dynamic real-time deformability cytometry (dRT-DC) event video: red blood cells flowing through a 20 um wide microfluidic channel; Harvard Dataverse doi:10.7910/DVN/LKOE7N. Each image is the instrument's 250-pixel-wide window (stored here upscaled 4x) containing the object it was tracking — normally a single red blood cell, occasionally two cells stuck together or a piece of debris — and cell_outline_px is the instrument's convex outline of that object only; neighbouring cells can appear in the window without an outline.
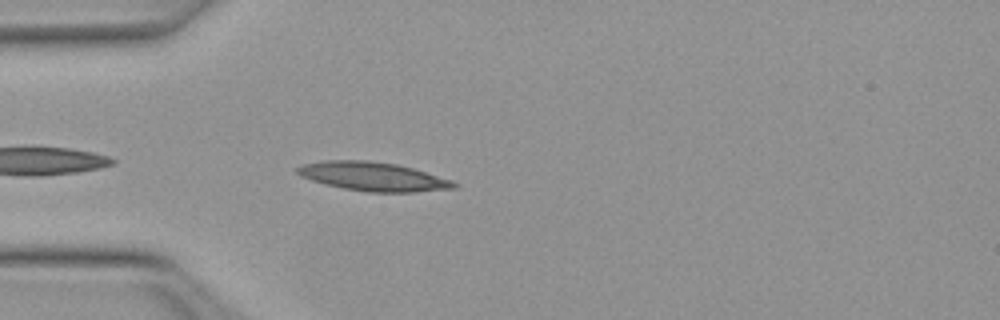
{"species": "Egyptian fruit bat (a non-hibernating species)", "species_latin": "Rousettus aegyptiacus", "temperature_condition": "warm", "stored_images_in_passage": 24, "camera_frame_rate_fps": 3000, "um_per_image_px": 0.085, "animal": {"sex": "female"}, "frame": {"image": 1, "passage_image": 2, "time_ms": 0.333, "image_size_px": [1000, 320], "cell_outline_px": [[460, 184], [456, 188], [416, 192], [368, 192], [344, 188], [312, 180], [300, 176], [296, 172], [296, 168], [304, 164], [324, 160], [368, 160], [396, 164], [412, 168], [452, 180]], "centroid_in_image_um": [31.74, 15.0], "position_along_channel_um": 53.3, "area_um2": 26.18}}
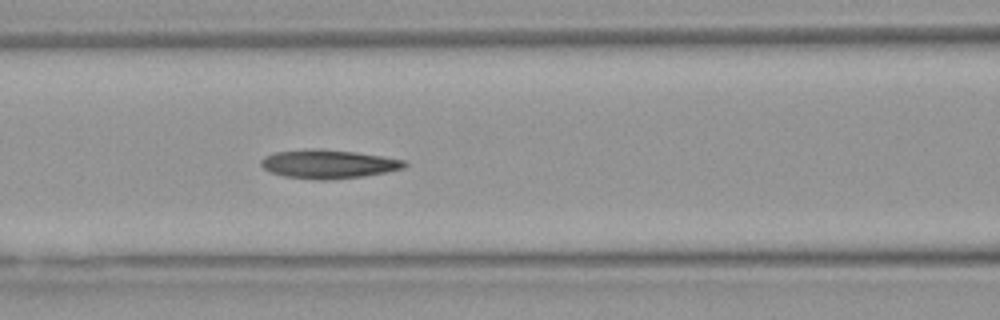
{"frame": {"image": 2, "passage_image": 9, "time_ms": 2.667, "image_size_px": [1000, 320], "cell_outline_px": [[408, 164], [404, 168], [388, 172], [360, 176], [328, 180], [316, 180], [284, 176], [272, 172], [264, 168], [260, 164], [260, 160], [264, 156], [276, 152], [312, 148], [316, 148], [356, 152], [404, 160]], "centroid_in_image_um": [27.9, 13.94], "position_along_channel_um": 138.7, "area_um2": 23.93}}
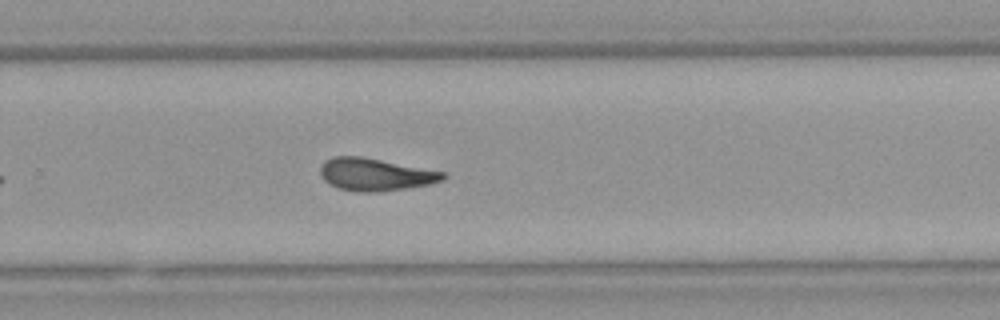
{"frame": {"image": 3, "passage_image": 21, "time_ms": 6.667, "image_size_px": [1000, 320], "cell_outline_px": [[448, 176], [444, 180], [432, 184], [376, 192], [356, 192], [340, 188], [324, 180], [320, 176], [320, 164], [324, 160], [332, 156], [360, 156], [444, 172]], "centroid_in_image_um": [31.88, 14.82], "position_along_channel_um": 297.9, "area_um2": 23.18}}